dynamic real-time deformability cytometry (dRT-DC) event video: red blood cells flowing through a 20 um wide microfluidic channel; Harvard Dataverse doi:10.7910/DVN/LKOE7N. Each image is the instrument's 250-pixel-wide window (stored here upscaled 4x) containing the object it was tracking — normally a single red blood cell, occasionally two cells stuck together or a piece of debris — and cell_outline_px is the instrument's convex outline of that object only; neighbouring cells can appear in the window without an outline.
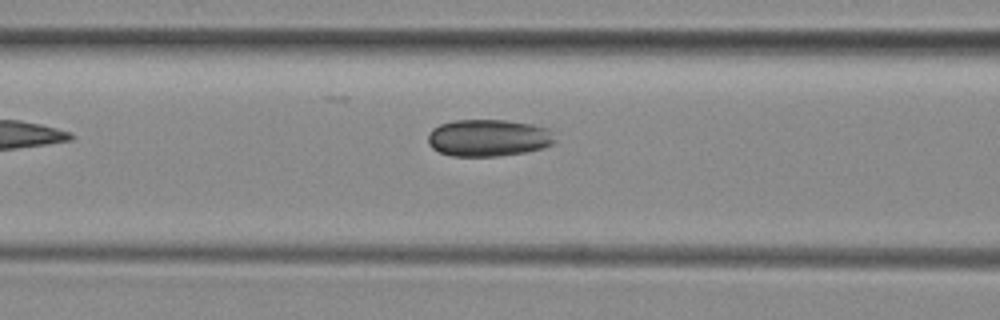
{"species": "common noctule bat (a hibernating species)", "species_latin": "Nyctalus noctula", "temperature_condition": "room temperature", "stored_images_in_passage": 4, "camera_frame_rate_fps": 3000, "um_per_image_px": 0.085, "animal": {"sex": "female", "body_mass_g": 29.2, "forearm_length_mm": 56.3}, "frame": {"image": 1, "passage_image": 4, "time_ms": 3.333, "image_size_px": [1000, 320], "cell_outline_px": [[556, 140], [552, 144], [544, 148], [524, 152], [496, 156], [452, 156], [440, 152], [432, 148], [428, 144], [428, 136], [432, 128], [440, 124], [456, 120], [504, 120], [532, 124], [548, 128], [552, 132]], "centroid_in_image_um": [41.52, 11.71], "position_along_channel_um": 125.1, "area_um2": 27.46}}